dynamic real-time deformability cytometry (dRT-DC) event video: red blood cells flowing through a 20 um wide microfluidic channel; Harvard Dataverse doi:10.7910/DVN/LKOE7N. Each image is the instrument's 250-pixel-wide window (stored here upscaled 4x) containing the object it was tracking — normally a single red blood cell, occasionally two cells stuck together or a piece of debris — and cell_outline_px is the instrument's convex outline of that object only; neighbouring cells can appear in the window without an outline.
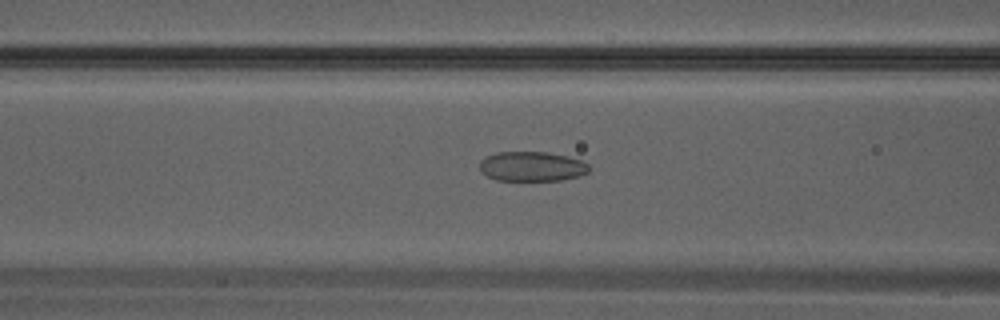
{"species": "Egyptian fruit bat (a non-hibernating species)", "species_latin": "Rousettus aegyptiacus", "temperature_condition": "warm", "stored_images_in_passage": 23, "camera_frame_rate_fps": 3000, "um_per_image_px": 0.085, "animal": {"sex": "male"}, "frame": {"image": 1, "passage_image": 4, "time_ms": 1.0, "image_size_px": [1000, 320], "cell_outline_px": [[592, 168], [588, 172], [576, 176], [560, 180], [496, 180], [488, 176], [480, 168], [480, 160], [484, 156], [496, 152], [544, 152], [568, 156], [580, 160], [588, 164]], "centroid_in_image_um": [45.2, 14.13], "position_along_channel_um": 121.4, "area_um2": 18.84}}
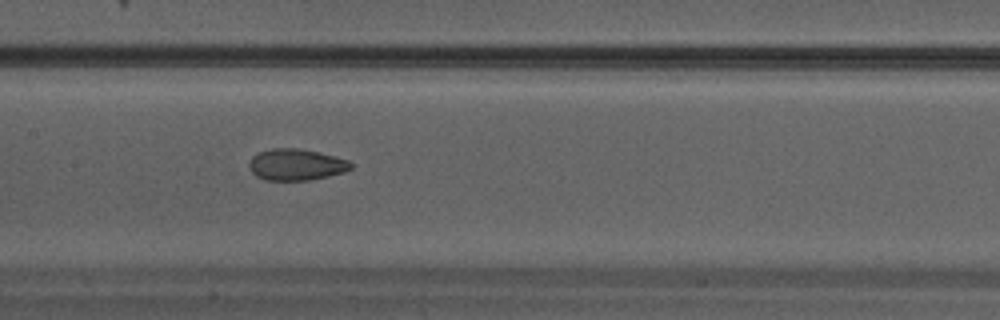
{"frame": {"image": 2, "passage_image": 7, "time_ms": 2.0, "image_size_px": [1000, 320], "cell_outline_px": [[352, 168], [344, 172], [328, 176], [308, 180], [264, 180], [256, 176], [252, 172], [248, 164], [252, 156], [260, 152], [272, 148], [296, 148], [320, 152], [348, 160], [352, 164]], "centroid_in_image_um": [25.16, 13.99], "position_along_channel_um": 182.2, "area_um2": 18.61}}
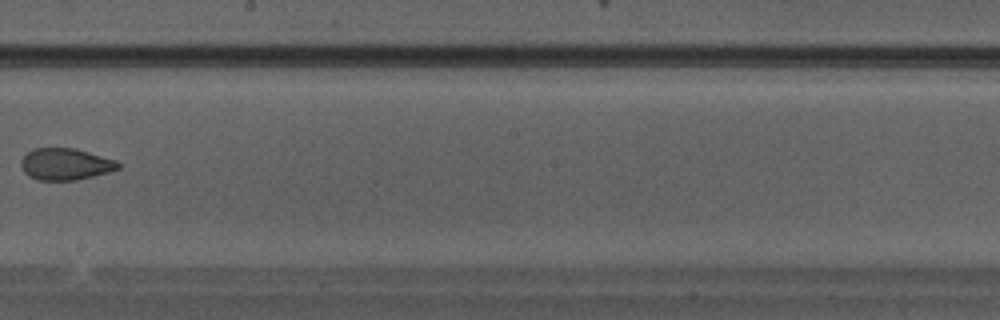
{"frame": {"image": 3, "passage_image": 10, "time_ms": 3.0, "image_size_px": [1000, 320], "cell_outline_px": [[120, 168], [108, 172], [76, 180], [40, 180], [28, 176], [24, 172], [20, 164], [20, 160], [32, 148], [76, 148], [116, 160], [120, 164]], "centroid_in_image_um": [5.55, 13.94], "position_along_channel_um": 242.7, "area_um2": 17.98}}